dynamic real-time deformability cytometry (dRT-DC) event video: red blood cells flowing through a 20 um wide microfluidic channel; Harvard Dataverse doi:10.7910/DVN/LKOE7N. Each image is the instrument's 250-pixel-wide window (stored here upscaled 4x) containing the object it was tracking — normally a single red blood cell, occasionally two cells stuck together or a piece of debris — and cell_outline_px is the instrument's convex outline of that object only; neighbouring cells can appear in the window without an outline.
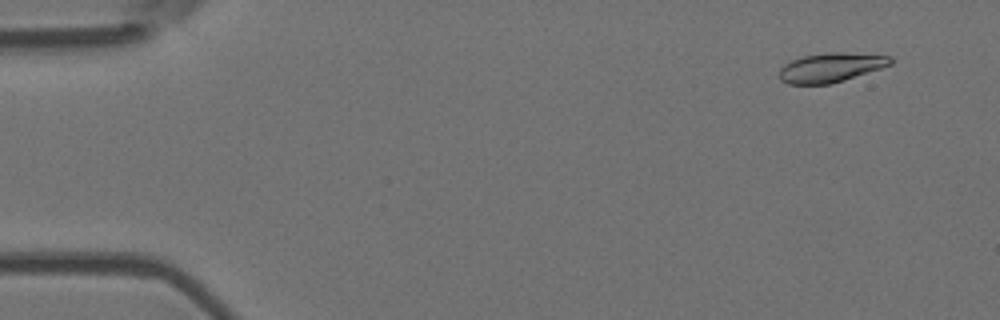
{"species": "Egyptian fruit bat (a non-hibernating species)", "species_latin": "Rousettus aegyptiacus", "temperature_condition": "room temperature", "stored_images_in_passage": 5, "camera_frame_rate_fps": 3000, "um_per_image_px": 0.085, "animal": {"sex": "female"}, "frame": {"image": 1, "passage_image": 1, "time_ms": 0.0, "image_size_px": [1000, 320], "cell_outline_px": [[892, 64], [844, 80], [828, 84], [788, 84], [780, 80], [780, 68], [784, 64], [792, 60], [804, 56], [828, 52], [840, 52], [892, 56]], "centroid_in_image_um": [70.6, 5.73], "position_along_channel_um": 14.4, "area_um2": 18.79}}
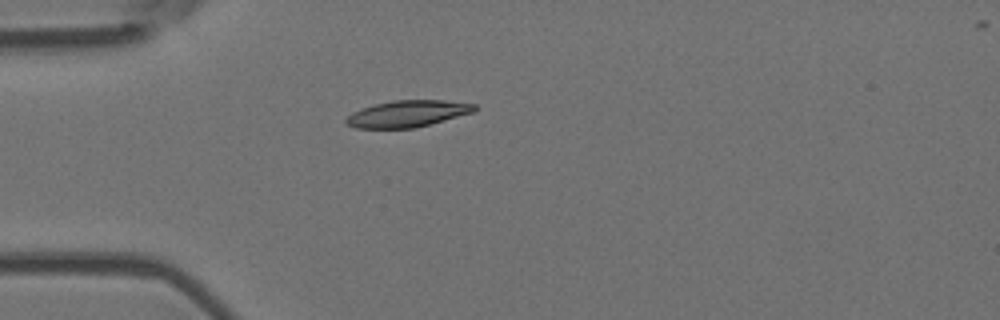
{"frame": {"image": 2, "passage_image": 4, "time_ms": 1.0, "image_size_px": [1000, 320], "cell_outline_px": [[476, 112], [416, 128], [356, 128], [348, 124], [344, 120], [352, 112], [376, 104], [396, 100], [444, 100], [476, 104]], "centroid_in_image_um": [34.7, 9.67], "position_along_channel_um": 50.3, "area_um2": 19.88}}